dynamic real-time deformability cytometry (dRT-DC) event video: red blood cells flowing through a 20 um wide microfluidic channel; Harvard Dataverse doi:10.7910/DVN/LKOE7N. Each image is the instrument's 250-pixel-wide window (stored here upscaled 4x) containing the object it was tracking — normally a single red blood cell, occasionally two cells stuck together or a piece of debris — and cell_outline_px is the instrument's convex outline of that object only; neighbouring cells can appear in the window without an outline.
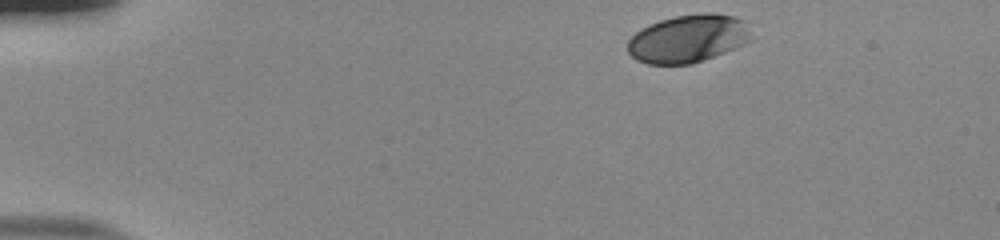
{"species": "human", "species_latin": "Homo sapiens", "temperature_condition": "room temperature", "stored_images_in_passage": 39, "camera_frame_rate_fps": 3000, "um_per_image_px": 0.085, "donor": {"sex": "male"}, "frame": {"image": 1, "passage_image": 1, "time_ms": 0.0, "image_size_px": [1000, 240], "cell_outline_px": [[752, 40], [744, 44], [724, 52], [692, 64], [648, 64], [636, 60], [628, 52], [628, 40], [640, 28], [660, 20], [676, 16], [704, 12], [712, 12], [732, 16], [748, 20]], "centroid_in_image_um": [58.52, 3.27], "position_along_channel_um": 26.5, "area_um2": 34.74}}
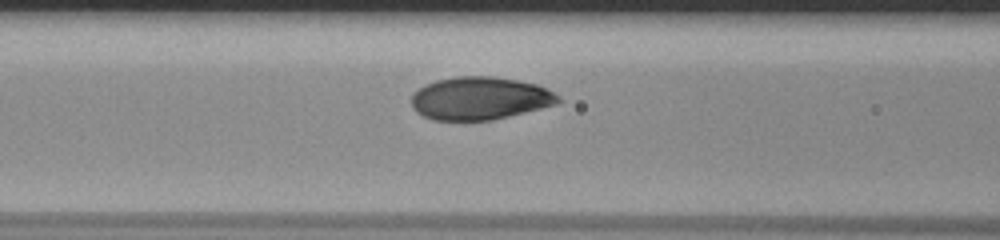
{"frame": {"image": 2, "passage_image": 16, "time_ms": 5.0, "image_size_px": [1000, 240], "cell_outline_px": [[564, 100], [556, 104], [492, 120], [432, 120], [416, 112], [412, 108], [412, 96], [424, 84], [436, 80], [456, 76], [496, 76], [536, 84], [560, 96]], "centroid_in_image_um": [40.78, 8.35], "position_along_channel_um": 125.8, "area_um2": 36.59}}
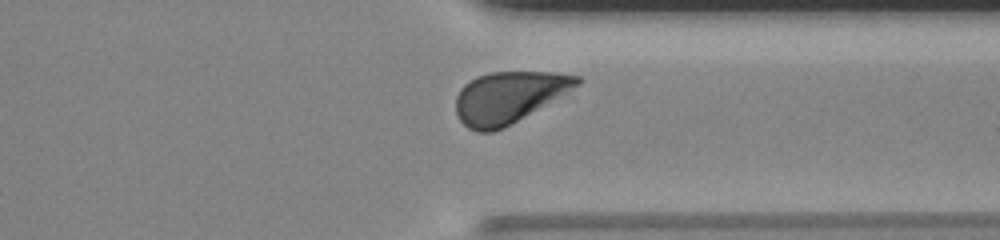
{"frame": {"image": 3, "passage_image": 35, "time_ms": 11.333, "image_size_px": [1000, 240], "cell_outline_px": [[580, 84], [504, 128], [492, 132], [480, 132], [468, 128], [460, 120], [456, 112], [456, 96], [460, 88], [464, 84], [476, 76], [488, 72], [552, 72], [580, 76]], "centroid_in_image_um": [43.19, 8.26], "position_along_channel_um": 368.2, "area_um2": 35.95}, "authors_computed_cell_mechanics": {"area_um2": 36.703, "velocity_mm_per_s": 3.8226, "shape_relaxation_time_tau1_ms": 1.749, "shape_relaxation_time_tau2_ms": null, "deformation_change_tau1": 0.1176, "deformation_change_tau2": null}}